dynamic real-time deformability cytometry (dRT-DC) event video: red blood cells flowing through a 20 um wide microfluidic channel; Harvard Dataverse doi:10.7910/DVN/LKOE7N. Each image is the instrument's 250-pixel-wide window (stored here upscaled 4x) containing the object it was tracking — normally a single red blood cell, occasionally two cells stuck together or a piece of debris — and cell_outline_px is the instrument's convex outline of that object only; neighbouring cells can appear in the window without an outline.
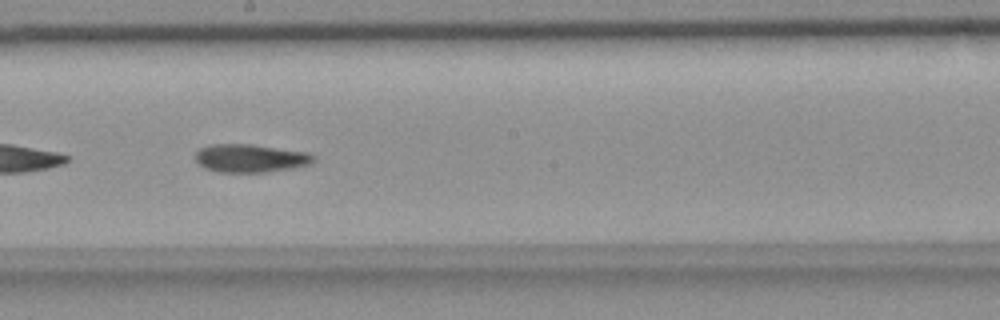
{"species": "common noctule bat (a hibernating species)", "species_latin": "Nyctalus noctula", "temperature_condition": "room temperature", "stored_images_in_passage": 47, "camera_frame_rate_fps": 3000, "um_per_image_px": 0.085, "animal": {"sex": "female", "body_mass_g": 18.4}, "frame": {"image": 1, "passage_image": 21, "time_ms": 6.667, "image_size_px": [1000, 320], "cell_outline_px": [[316, 156], [312, 164], [264, 172], [220, 172], [204, 168], [196, 160], [196, 152], [200, 148], [212, 144], [252, 144], [308, 152]], "centroid_in_image_um": [21.29, 13.44], "position_along_channel_um": 226.9, "area_um2": 19.31}, "authors_computed_cell_mechanics": {"area_um2": 19.4786, "velocity_mm_per_s": 3.6285, "shape_relaxation_time_tau1_ms": 10.1563, "shape_relaxation_time_tau2_ms": 6.2755, "deformation_change_tau1": 0.1886, "deformation_change_tau2": 0.1437}}